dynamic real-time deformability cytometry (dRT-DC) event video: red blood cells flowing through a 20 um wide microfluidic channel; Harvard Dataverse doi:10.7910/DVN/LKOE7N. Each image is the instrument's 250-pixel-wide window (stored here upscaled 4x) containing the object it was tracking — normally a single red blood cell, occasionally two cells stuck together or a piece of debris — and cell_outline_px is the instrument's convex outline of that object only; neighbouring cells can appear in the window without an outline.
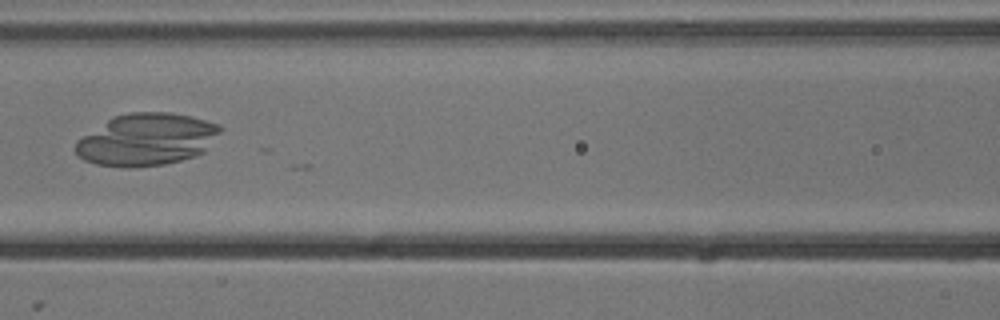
{"species": "common noctule bat (a hibernating species)", "species_latin": "Nyctalus noctula", "temperature_condition": "cold", "stored_images_in_passage": 4, "camera_frame_rate_fps": 3000, "um_per_image_px": 0.085, "animal": {"sex": "male", "body_mass_g": 13.3}, "frame": {"image": 1, "passage_image": 4, "time_ms": 1.0, "image_size_px": [1000, 320], "cell_outline_px": [[224, 128], [204, 152], [196, 156], [164, 164], [128, 168], [96, 164], [84, 160], [76, 152], [76, 140], [112, 116], [128, 112], [168, 112], [192, 116], [220, 124]], "centroid_in_image_um": [12.48, 11.84], "position_along_channel_um": 154.1, "area_um2": 44.22}}